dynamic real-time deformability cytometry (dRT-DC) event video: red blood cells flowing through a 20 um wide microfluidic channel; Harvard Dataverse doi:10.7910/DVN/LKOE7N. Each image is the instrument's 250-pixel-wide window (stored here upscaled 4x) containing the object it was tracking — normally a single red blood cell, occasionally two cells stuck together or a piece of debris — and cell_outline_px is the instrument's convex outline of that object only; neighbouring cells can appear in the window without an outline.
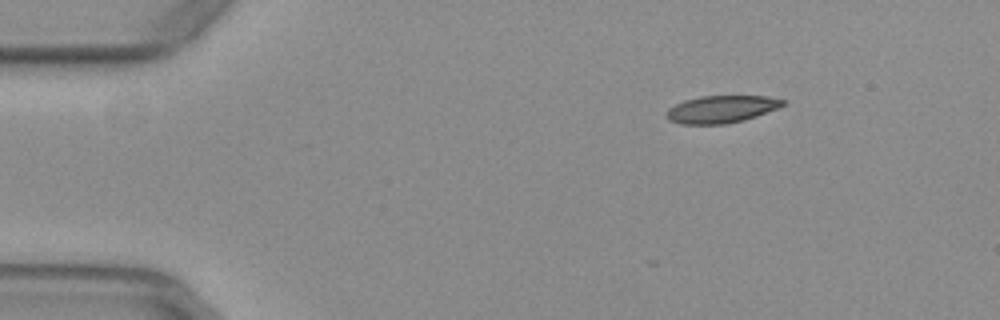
{"species": "common noctule bat (a hibernating species)", "species_latin": "Nyctalus noctula", "temperature_condition": "warm", "stored_images_in_passage": 16, "camera_frame_rate_fps": 3000, "um_per_image_px": 0.085, "animal": {"sex": "female", "body_mass_g": 29.2, "forearm_length_mm": 56.3}, "frame": {"image": 1, "passage_image": 1, "time_ms": 0.0, "image_size_px": [1000, 320], "cell_outline_px": [[784, 104], [776, 108], [756, 116], [724, 124], [680, 124], [668, 120], [668, 108], [684, 100], [700, 96], [768, 96], [784, 100]], "centroid_in_image_um": [61.28, 9.27], "position_along_channel_um": 23.7, "area_um2": 18.21}}
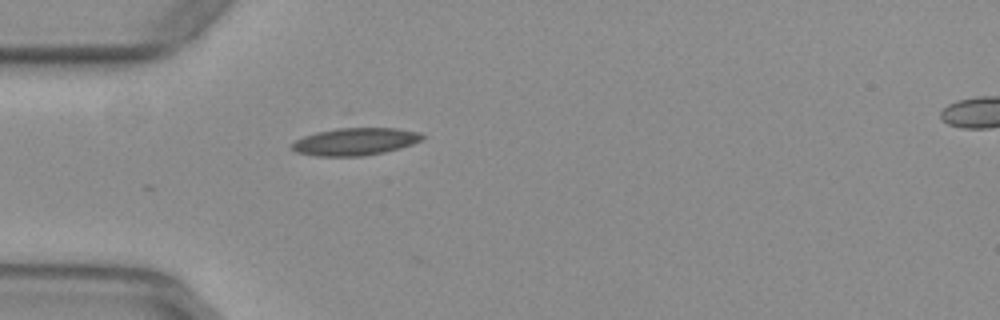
{"frame": {"image": 2, "passage_image": 9, "time_ms": 2.667, "image_size_px": [1000, 320], "cell_outline_px": [[424, 136], [420, 140], [412, 144], [400, 148], [384, 152], [360, 156], [316, 156], [296, 152], [292, 148], [292, 144], [296, 140], [304, 136], [316, 132], [336, 128], [396, 128], [420, 132]], "centroid_in_image_um": [30.18, 12.03], "position_along_channel_um": 54.8, "area_um2": 20.69}}
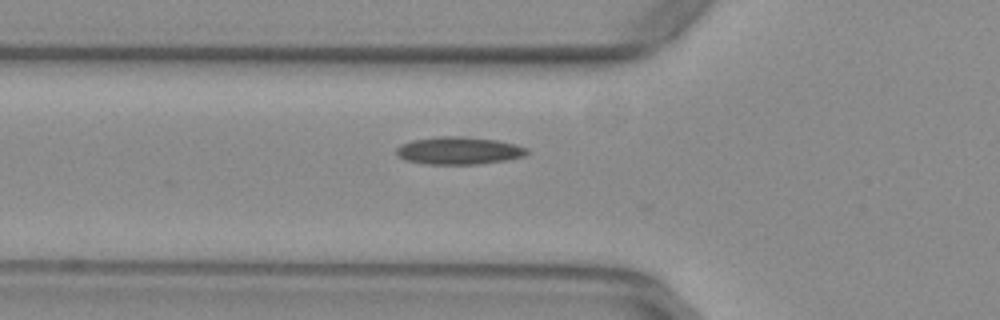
{"frame": {"image": 3, "passage_image": 12, "time_ms": 3.667, "image_size_px": [1000, 320], "cell_outline_px": [[528, 152], [524, 156], [508, 160], [480, 164], [424, 164], [408, 160], [400, 156], [396, 152], [396, 148], [400, 144], [412, 140], [436, 136], [460, 136], [496, 140], [516, 144], [528, 148]], "centroid_in_image_um": [39.02, 12.8], "position_along_channel_um": 86.8, "area_um2": 21.04}}